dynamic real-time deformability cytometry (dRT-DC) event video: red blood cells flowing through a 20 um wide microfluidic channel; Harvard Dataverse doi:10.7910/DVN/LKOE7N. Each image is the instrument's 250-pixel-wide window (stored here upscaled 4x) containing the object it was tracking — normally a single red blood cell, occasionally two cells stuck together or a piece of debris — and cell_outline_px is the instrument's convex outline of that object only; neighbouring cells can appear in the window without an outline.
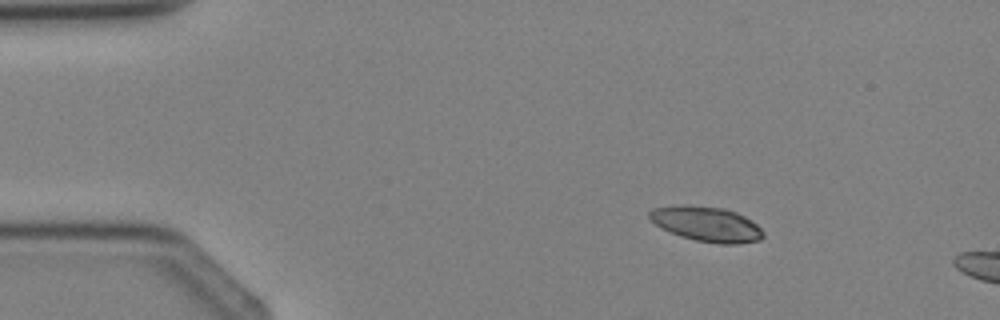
{"species": "Egyptian fruit bat (a non-hibernating species)", "species_latin": "Rousettus aegyptiacus", "temperature_condition": "cold", "stored_images_in_passage": 2, "camera_frame_rate_fps": 3000, "um_per_image_px": 0.085, "animal": {"sex": "female"}, "frame": {"image": 1, "passage_image": 1, "time_ms": 0.0, "image_size_px": [1000, 320], "cell_outline_px": [[764, 236], [760, 240], [736, 244], [720, 244], [696, 240], [680, 236], [656, 224], [648, 216], [648, 212], [652, 208], [724, 208], [736, 212], [752, 220], [764, 232]], "centroid_in_image_um": [60.16, 19.1], "position_along_channel_um": 24.8, "area_um2": 22.08}}